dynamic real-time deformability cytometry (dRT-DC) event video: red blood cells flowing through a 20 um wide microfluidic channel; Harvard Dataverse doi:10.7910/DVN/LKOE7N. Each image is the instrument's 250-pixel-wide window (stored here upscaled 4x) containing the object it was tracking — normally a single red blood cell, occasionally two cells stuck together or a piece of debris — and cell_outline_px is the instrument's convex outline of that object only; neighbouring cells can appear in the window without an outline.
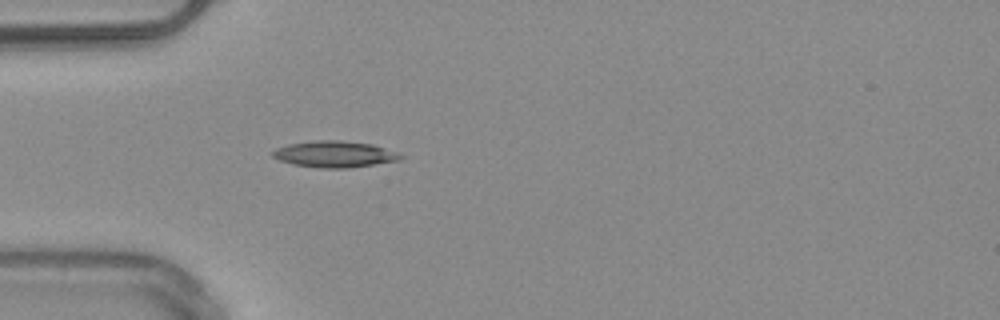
{"species": "common noctule bat (a hibernating species)", "species_latin": "Nyctalus noctula", "temperature_condition": "warm", "stored_images_in_passage": 51, "camera_frame_rate_fps": 3000, "um_per_image_px": 0.085, "animal": {"sex": "male", "body_mass_g": 20.4}, "frame": {"image": 1, "passage_image": 15, "time_ms": 4.667, "image_size_px": [1000, 320], "cell_outline_px": [[404, 156], [400, 160], [348, 168], [320, 168], [292, 164], [280, 160], [272, 156], [272, 152], [276, 148], [288, 144], [320, 140], [340, 140], [372, 144], [396, 152]], "centroid_in_image_um": [28.43, 13.1], "position_along_channel_um": 56.6, "area_um2": 19.48}, "authors_computed_cell_mechanics": {"area_um2": 17.8024, "velocity_mm_per_s": 4.0074, "shape_relaxation_time_tau1_ms": 6.3498, "shape_relaxation_time_tau2_ms": 6.8769, "deformation_change_tau1": 0.1771, "deformation_change_tau2": 0.1509}}